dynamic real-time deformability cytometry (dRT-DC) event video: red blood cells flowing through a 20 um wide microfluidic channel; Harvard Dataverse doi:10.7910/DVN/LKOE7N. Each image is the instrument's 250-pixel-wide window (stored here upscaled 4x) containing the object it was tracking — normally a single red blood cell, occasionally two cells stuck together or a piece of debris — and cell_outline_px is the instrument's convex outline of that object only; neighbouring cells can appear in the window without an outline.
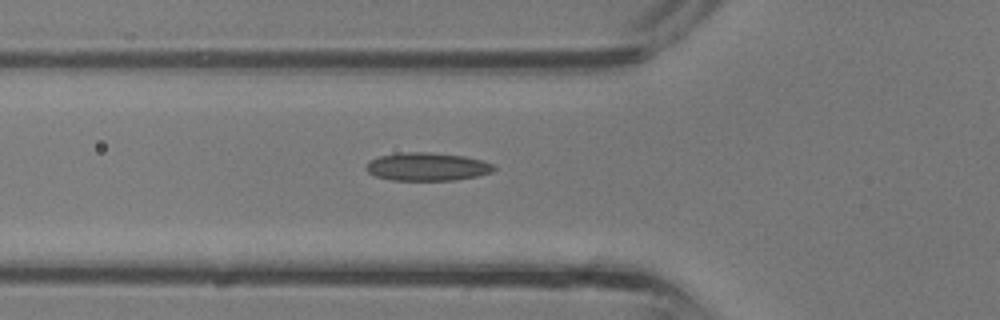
{"species": "common noctule bat (a hibernating species)", "species_latin": "Nyctalus noctula", "temperature_condition": "room temperature", "stored_images_in_passage": 29, "camera_frame_rate_fps": 3000, "um_per_image_px": 0.085, "animal": {"sex": "male", "body_mass_g": 13.3}, "frame": {"image": 1, "passage_image": 5, "time_ms": 1.333, "image_size_px": [1000, 320], "cell_outline_px": [[496, 168], [492, 172], [476, 176], [456, 180], [392, 180], [376, 176], [368, 172], [364, 168], [368, 160], [380, 156], [400, 152], [428, 152], [464, 156], [480, 160], [492, 164]], "centroid_in_image_um": [36.27, 14.17], "position_along_channel_um": 89.5, "area_um2": 20.92}}
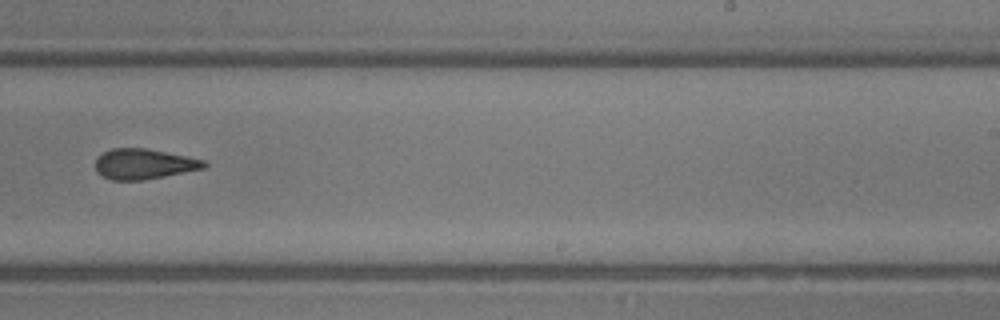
{"frame": {"image": 2, "passage_image": 15, "time_ms": 4.667, "image_size_px": [1000, 320], "cell_outline_px": [[208, 164], [204, 168], [164, 176], [140, 180], [112, 180], [96, 172], [96, 160], [104, 152], [112, 148], [144, 148], [188, 156], [204, 160]], "centroid_in_image_um": [12.24, 13.93], "position_along_channel_um": 276.8, "area_um2": 18.96}}
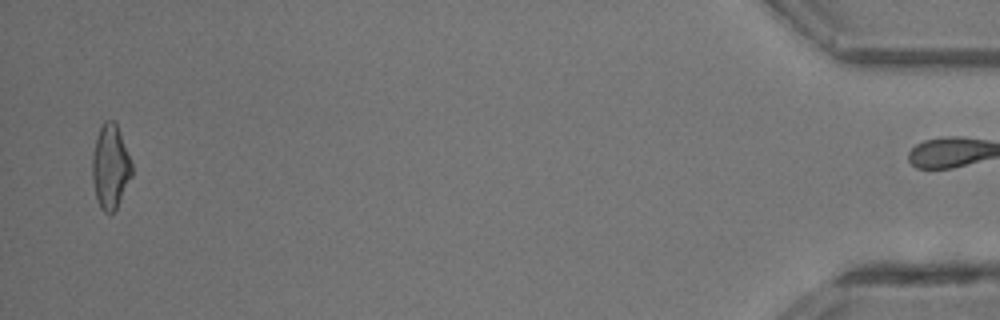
{"frame": {"image": 3, "passage_image": 28, "time_ms": 9.0, "image_size_px": [1000, 320], "cell_outline_px": [[132, 176], [116, 208], [112, 212], [104, 212], [100, 208], [96, 196], [92, 176], [92, 156], [96, 140], [100, 128], [104, 120], [112, 120], [116, 124], [132, 164]], "centroid_in_image_um": [9.38, 14.18], "position_along_channel_um": 425.8, "area_um2": 18.96}}